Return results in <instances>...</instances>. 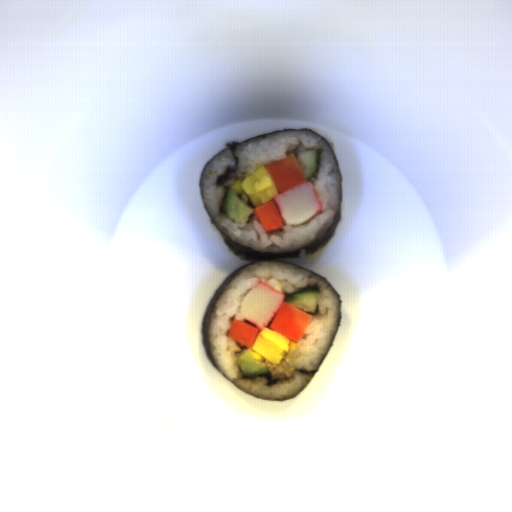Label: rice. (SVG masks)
<instances>
[{"instance_id": "1", "label": "rice", "mask_w": 512, "mask_h": 512, "mask_svg": "<svg viewBox=\"0 0 512 512\" xmlns=\"http://www.w3.org/2000/svg\"><path fill=\"white\" fill-rule=\"evenodd\" d=\"M276 288L285 296L305 289L319 288L322 294L313 318L298 342L297 348L285 357L280 365L266 360L271 379H278L275 385L266 386L265 376L247 378L242 375L237 356L241 351L250 350L239 346L227 335L230 322L245 320L240 307L245 294L259 282ZM340 323L338 294L320 276L305 269L279 261H260L246 265L218 295L211 311L208 325L210 353L218 370L242 391L267 401H286L298 395L310 382L325 358L336 329Z\"/></svg>"}, {"instance_id": "2", "label": "rice", "mask_w": 512, "mask_h": 512, "mask_svg": "<svg viewBox=\"0 0 512 512\" xmlns=\"http://www.w3.org/2000/svg\"><path fill=\"white\" fill-rule=\"evenodd\" d=\"M320 149L321 157L317 172L307 179L311 181L322 202L323 208L310 221L266 232L259 224L254 206L244 191L236 194L231 186L237 179L245 180L256 169V164L274 163L285 159L292 153L307 149ZM239 164L236 166L231 150L228 148L215 157L202 171V191L205 207L223 233L237 244L259 254H283L301 248L326 233L338 212L340 201L338 169L333 153L327 143L318 134L307 130H292L268 134L265 138H256L238 144L235 151ZM227 166L235 169L224 186H216L217 178ZM232 190L247 206L252 208L244 221H236L221 207L227 191Z\"/></svg>"}]
</instances>
